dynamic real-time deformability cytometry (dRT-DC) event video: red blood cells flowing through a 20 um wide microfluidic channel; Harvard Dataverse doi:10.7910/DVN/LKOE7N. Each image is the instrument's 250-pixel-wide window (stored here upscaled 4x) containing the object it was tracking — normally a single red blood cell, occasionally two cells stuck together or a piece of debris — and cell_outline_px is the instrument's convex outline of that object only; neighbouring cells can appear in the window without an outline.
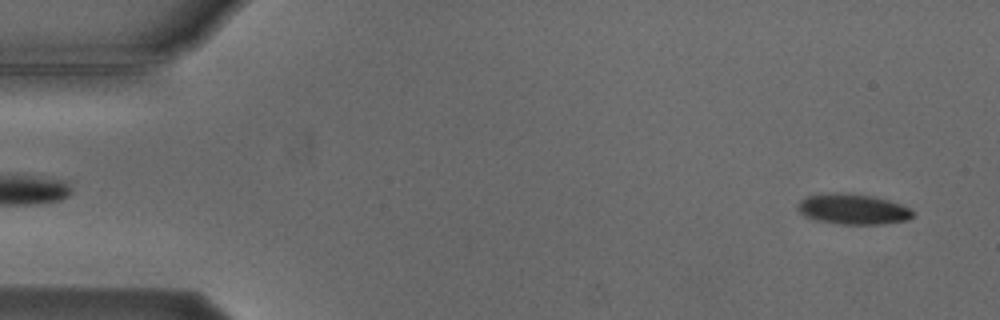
{"species": "Egyptian fruit bat (a non-hibernating species)", "species_latin": "Rousettus aegyptiacus", "temperature_condition": "cold", "stored_images_in_passage": 6, "segment_of_instrument_passage": [2, 2], "camera_frame_rate_fps": 3000, "um_per_image_px": 0.085, "animal": {"sex": "male"}, "frame": {"image": 1, "passage_image": 6, "time_ms": 6.0, "image_size_px": [1000, 320], "cell_outline_px": [[912, 216], [908, 220], [884, 224], [840, 224], [816, 220], [804, 216], [800, 212], [800, 200], [808, 196], [836, 192], [872, 196], [888, 200], [900, 204], [908, 208], [912, 212]], "centroid_in_image_um": [72.51, 17.79], "position_along_channel_um": 12.5, "area_um2": 20.06}}